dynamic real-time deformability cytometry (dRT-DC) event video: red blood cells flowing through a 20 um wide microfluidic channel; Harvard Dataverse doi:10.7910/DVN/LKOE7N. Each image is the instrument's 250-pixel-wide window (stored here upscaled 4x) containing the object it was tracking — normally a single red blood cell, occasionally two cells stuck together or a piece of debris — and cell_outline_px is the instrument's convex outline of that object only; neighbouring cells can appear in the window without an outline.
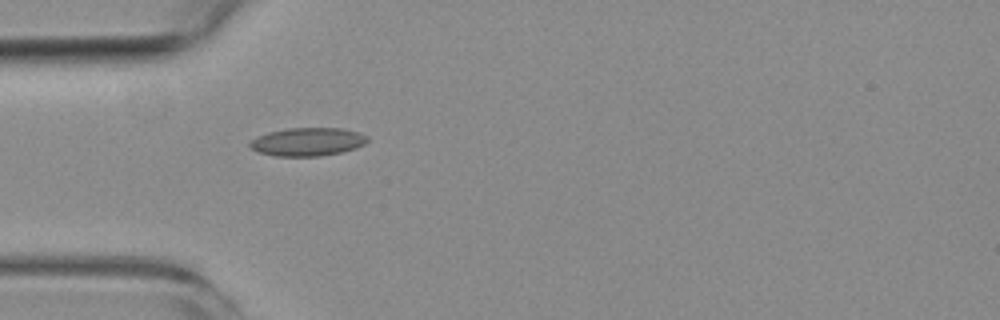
{"species": "common noctule bat (a hibernating species)", "species_latin": "Nyctalus noctula", "temperature_condition": "room temperature", "stored_images_in_passage": 1, "camera_frame_rate_fps": 3000, "um_per_image_px": 0.085, "animal": {"sex": "female", "body_mass_g": 19.3, "forearm_length_mm": 54.1}, "frame": {"image": 1, "passage_image": 1, "time_ms": 0.0, "image_size_px": [1000, 320], "cell_outline_px": [[368, 140], [364, 144], [356, 148], [340, 152], [320, 156], [276, 156], [260, 152], [252, 148], [248, 144], [256, 136], [268, 132], [288, 128], [340, 128], [356, 132], [368, 136]], "centroid_in_image_um": [26.14, 12.05], "position_along_channel_um": 58.9, "area_um2": 19.19}}